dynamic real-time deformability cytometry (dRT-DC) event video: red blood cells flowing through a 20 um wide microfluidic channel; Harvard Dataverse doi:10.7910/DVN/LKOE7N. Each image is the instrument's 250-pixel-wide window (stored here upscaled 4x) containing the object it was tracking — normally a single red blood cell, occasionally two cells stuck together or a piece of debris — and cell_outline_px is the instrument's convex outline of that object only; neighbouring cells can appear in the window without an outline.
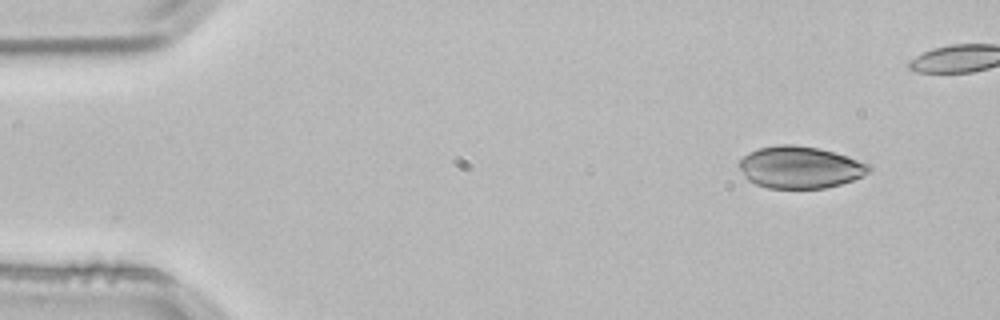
{"species": "common noctule bat (a hibernating species)", "species_latin": "Nyctalus noctula", "temperature_condition": "room temperature", "stored_images_in_passage": 8, "camera_frame_rate_fps": 3000, "um_per_image_px": 0.085, "animal": {"sex": "male", "body_mass_g": 21.5, "forearm_length_mm": 52.0}, "frame": {"image": 1, "passage_image": 1, "time_ms": 0.0, "image_size_px": [1000, 320], "cell_outline_px": [[872, 172], [852, 180], [840, 184], [824, 188], [768, 188], [756, 184], [748, 180], [744, 176], [740, 168], [740, 160], [748, 152], [756, 148], [776, 144], [796, 144], [820, 148], [848, 156], [872, 164]], "centroid_in_image_um": [68.03, 14.2], "position_along_channel_um": 17.0, "area_um2": 32.14}}